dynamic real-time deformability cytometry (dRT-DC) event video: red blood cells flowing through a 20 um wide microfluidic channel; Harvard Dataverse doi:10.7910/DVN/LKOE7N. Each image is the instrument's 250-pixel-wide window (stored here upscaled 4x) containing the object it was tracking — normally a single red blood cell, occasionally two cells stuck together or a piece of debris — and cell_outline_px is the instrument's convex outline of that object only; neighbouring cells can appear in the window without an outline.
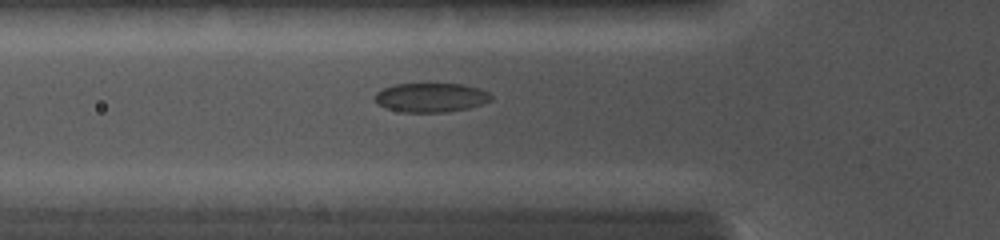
{"species": "common noctule bat (a hibernating species)", "species_latin": "Nyctalus noctula", "temperature_condition": "cold", "stored_images_in_passage": 30, "camera_frame_rate_fps": 5000, "um_per_image_px": 0.085, "animal": {"sex": "female", "body_mass_g": 19.0, "forearm_length_mm": 56.7}, "frame": {"image": 1, "passage_image": 9, "time_ms": 4.4, "image_size_px": [1000, 240], "cell_outline_px": [[492, 100], [468, 108], [444, 112], [404, 112], [384, 108], [376, 104], [376, 92], [384, 88], [396, 84], [460, 84], [480, 88], [488, 92], [492, 96]], "centroid_in_image_um": [36.62, 8.29], "position_along_channel_um": 89.2, "area_um2": 19.65}}
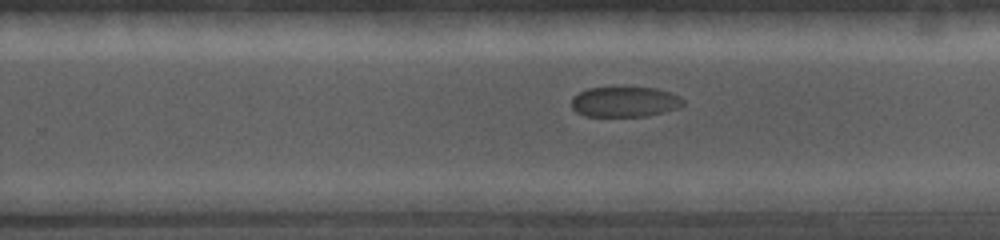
{"frame": {"image": 2, "passage_image": 19, "time_ms": 9.0, "image_size_px": [1000, 240], "cell_outline_px": [[684, 104], [680, 108], [648, 116], [584, 116], [576, 112], [572, 108], [572, 96], [588, 88], [656, 88], [680, 96], [684, 100]], "centroid_in_image_um": [53.11, 8.67], "position_along_channel_um": 276.7, "area_um2": 19.71}}
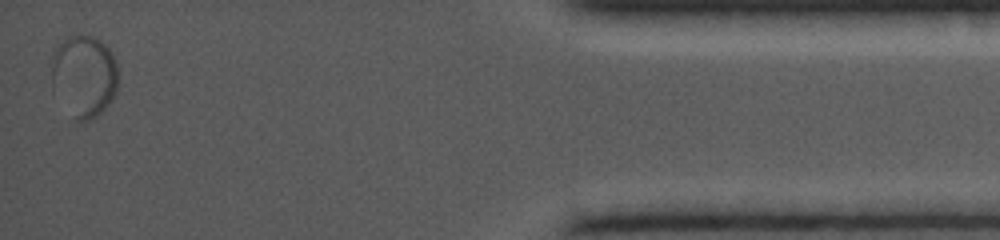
{"frame": {"image": 3, "passage_image": 30, "time_ms": 14.2, "image_size_px": [1000, 240], "cell_outline_px": [[116, 92], [112, 100], [96, 116], [88, 120], [76, 120], [52, 88], [52, 52], [68, 36], [80, 32], [92, 36], [100, 40], [108, 48], [116, 60]], "centroid_in_image_um": [7.13, 6.4], "position_along_channel_um": 428.1, "area_um2": 31.67}}